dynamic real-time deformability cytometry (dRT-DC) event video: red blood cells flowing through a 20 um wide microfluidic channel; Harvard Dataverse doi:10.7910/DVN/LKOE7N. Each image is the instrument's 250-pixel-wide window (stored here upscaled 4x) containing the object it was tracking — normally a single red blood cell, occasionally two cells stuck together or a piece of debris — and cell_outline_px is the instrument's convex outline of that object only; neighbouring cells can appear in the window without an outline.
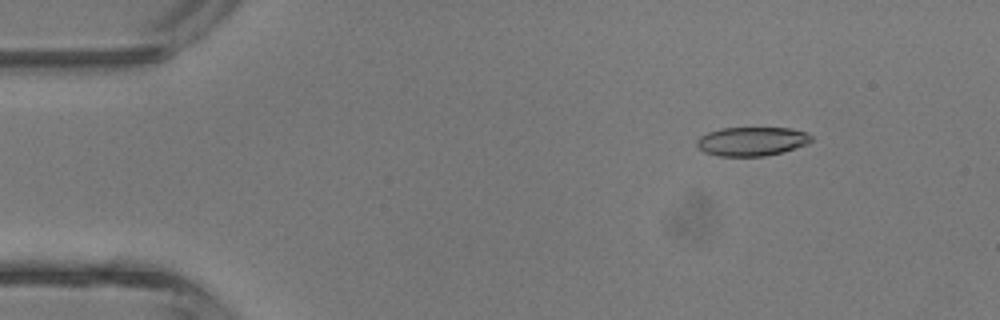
{"species": "common noctule bat (a hibernating species)", "species_latin": "Nyctalus noctula", "temperature_condition": "room temperature", "stored_images_in_passage": 4, "camera_frame_rate_fps": 3000, "um_per_image_px": 0.085, "animal": {"sex": "male", "body_mass_g": 13.3}, "frame": {"image": 1, "passage_image": 2, "time_ms": 1.333, "image_size_px": [1000, 320], "cell_outline_px": [[812, 140], [808, 144], [784, 152], [764, 156], [720, 156], [704, 152], [696, 144], [696, 140], [700, 136], [708, 132], [720, 128], [792, 128], [804, 132], [812, 136]], "centroid_in_image_um": [63.91, 12.01], "position_along_channel_um": 21.1, "area_um2": 19.36}}
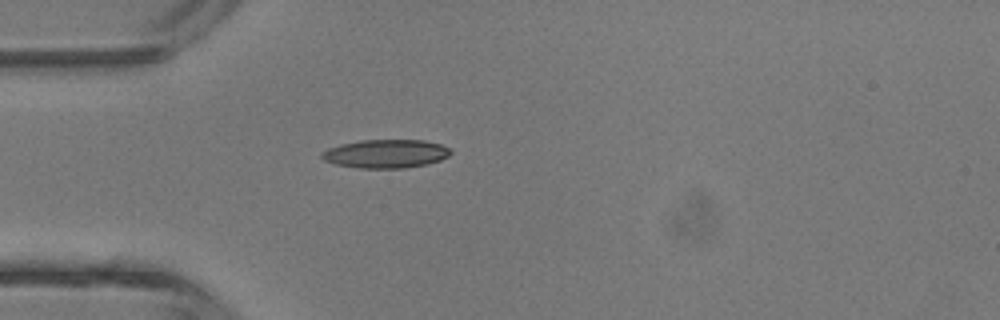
{"frame": {"image": 2, "passage_image": 4, "time_ms": 3.667, "image_size_px": [1000, 320], "cell_outline_px": [[452, 152], [448, 156], [440, 160], [428, 164], [404, 168], [360, 168], [336, 164], [324, 160], [320, 156], [320, 152], [328, 148], [340, 144], [360, 140], [424, 140], [440, 144], [448, 148]], "centroid_in_image_um": [32.77, 13.06], "position_along_channel_um": 52.2, "area_um2": 21.44}}